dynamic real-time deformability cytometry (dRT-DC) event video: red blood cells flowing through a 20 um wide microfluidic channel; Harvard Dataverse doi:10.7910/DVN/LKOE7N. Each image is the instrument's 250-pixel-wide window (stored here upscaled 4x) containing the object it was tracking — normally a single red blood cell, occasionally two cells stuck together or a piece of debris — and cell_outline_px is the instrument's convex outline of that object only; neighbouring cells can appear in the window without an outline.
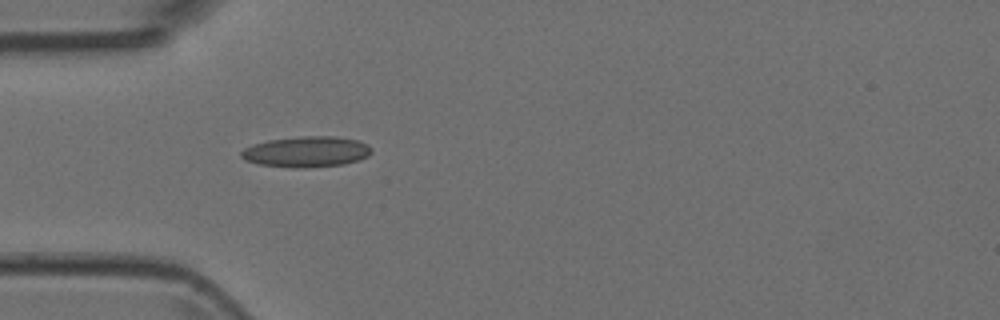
{"species": "Egyptian fruit bat (a non-hibernating species)", "species_latin": "Rousettus aegyptiacus", "temperature_condition": "room temperature", "stored_images_in_passage": 1, "camera_frame_rate_fps": 3000, "um_per_image_px": 0.085, "animal": {"sex": "female"}, "frame": {"image": 1, "passage_image": 1, "time_ms": 0.0, "image_size_px": [1000, 320], "cell_outline_px": [[372, 152], [368, 156], [360, 160], [344, 164], [308, 168], [292, 168], [260, 164], [244, 160], [240, 156], [240, 152], [244, 148], [252, 144], [268, 140], [304, 136], [332, 136], [356, 140], [368, 144], [372, 148]], "centroid_in_image_um": [26.05, 12.91], "position_along_channel_um": 59.0, "area_um2": 23.52}}